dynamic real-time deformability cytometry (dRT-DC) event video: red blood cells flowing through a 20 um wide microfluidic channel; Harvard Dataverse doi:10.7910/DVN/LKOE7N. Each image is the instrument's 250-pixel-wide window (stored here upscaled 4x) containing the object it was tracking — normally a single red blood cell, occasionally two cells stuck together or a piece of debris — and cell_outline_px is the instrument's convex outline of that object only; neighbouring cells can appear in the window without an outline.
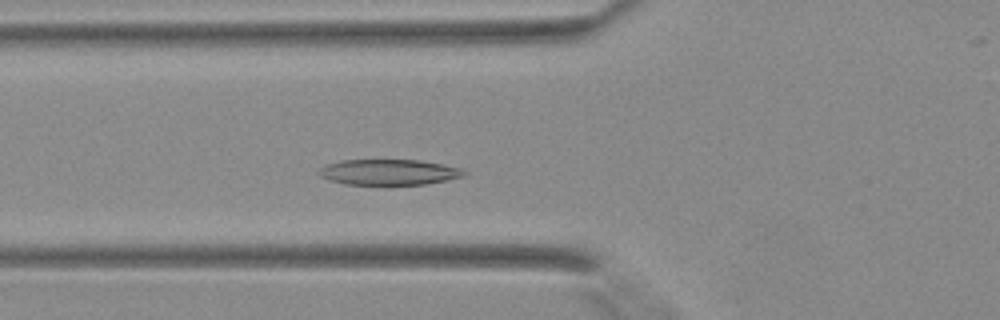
{"species": "Egyptian fruit bat (a non-hibernating species)", "species_latin": "Rousettus aegyptiacus", "temperature_condition": "warm", "stored_images_in_passage": 33, "camera_frame_rate_fps": 3000, "um_per_image_px": 0.085, "animal": {"sex": "female"}, "frame": {"image": 1, "passage_image": 6, "time_ms": 1.667, "image_size_px": [1000, 320], "cell_outline_px": [[468, 172], [464, 176], [448, 180], [428, 184], [344, 184], [328, 180], [320, 176], [316, 172], [324, 164], [340, 160], [420, 160], [444, 164], [460, 168]], "centroid_in_image_um": [33.04, 14.62], "position_along_channel_um": 92.8, "area_um2": 21.91}}
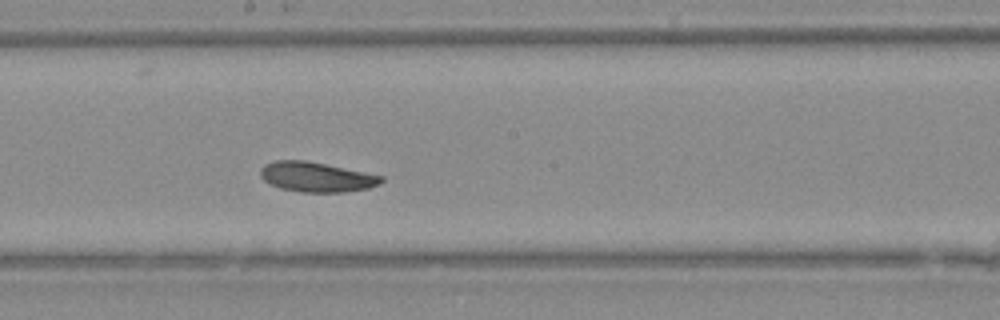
{"frame": {"image": 2, "passage_image": 14, "time_ms": 4.333, "image_size_px": [1000, 320], "cell_outline_px": [[384, 180], [380, 184], [368, 188], [344, 192], [300, 192], [280, 188], [264, 180], [260, 176], [260, 168], [264, 164], [276, 160], [304, 160], [384, 176]], "centroid_in_image_um": [26.88, 15.04], "position_along_channel_um": 221.3, "area_um2": 20.92}}
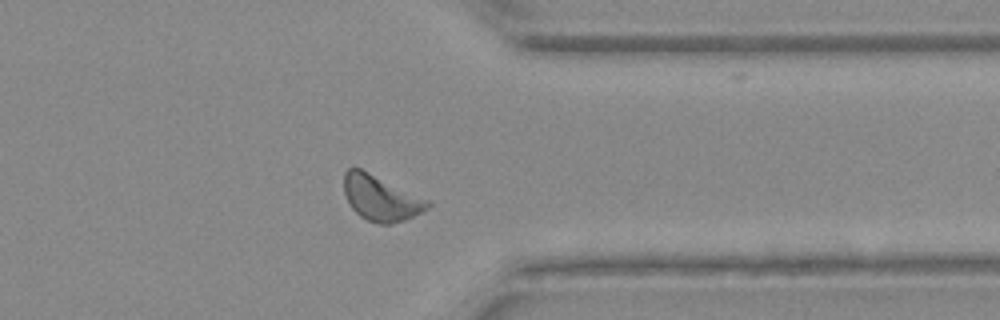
{"frame": {"image": 3, "passage_image": 24, "time_ms": 7.667, "image_size_px": [1000, 320], "cell_outline_px": [[432, 204], [428, 208], [404, 220], [388, 224], [380, 224], [368, 220], [360, 216], [352, 208], [344, 192], [344, 172], [348, 168], [360, 168], [432, 200]], "centroid_in_image_um": [32.4, 16.82], "position_along_channel_um": 379.0, "area_um2": 22.14}}